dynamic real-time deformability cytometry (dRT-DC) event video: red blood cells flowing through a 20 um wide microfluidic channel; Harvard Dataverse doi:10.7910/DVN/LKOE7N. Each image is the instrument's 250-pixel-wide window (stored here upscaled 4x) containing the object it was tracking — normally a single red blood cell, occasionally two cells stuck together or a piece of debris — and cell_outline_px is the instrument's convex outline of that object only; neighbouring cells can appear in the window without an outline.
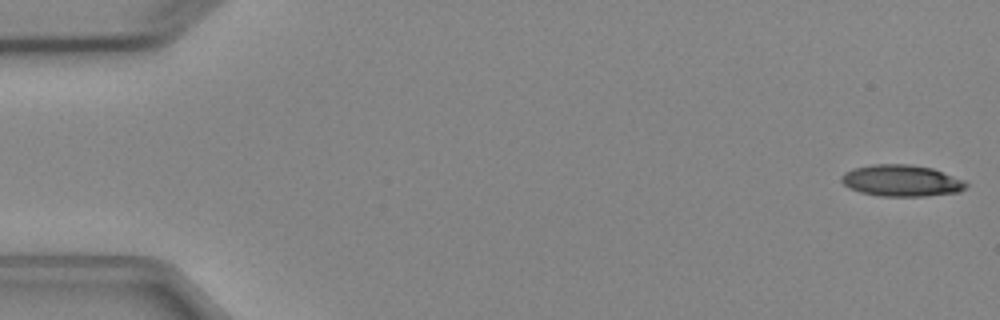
{"species": "Egyptian fruit bat (a non-hibernating species)", "species_latin": "Rousettus aegyptiacus", "temperature_condition": "cold", "stored_images_in_passage": 4, "camera_frame_rate_fps": 3000, "um_per_image_px": 0.085, "animal": {"sex": "female"}, "frame": {"image": 1, "passage_image": 1, "time_ms": 0.0, "image_size_px": [1000, 320], "cell_outline_px": [[968, 184], [960, 192], [924, 196], [880, 196], [860, 192], [848, 188], [840, 180], [840, 176], [844, 172], [852, 168], [872, 164], [908, 164], [932, 168], [964, 180]], "centroid_in_image_um": [76.58, 15.35], "position_along_channel_um": 8.4, "area_um2": 23.0}}
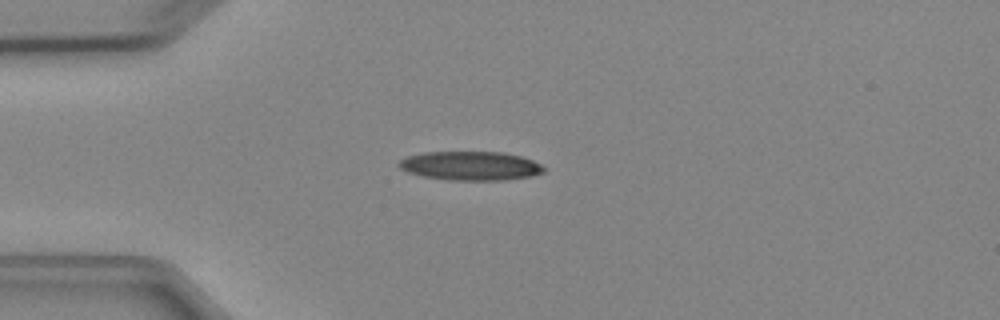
{"frame": {"image": 2, "passage_image": 4, "time_ms": 4.0, "image_size_px": [1000, 320], "cell_outline_px": [[548, 168], [544, 172], [532, 176], [504, 180], [452, 180], [424, 176], [408, 172], [400, 168], [396, 164], [400, 160], [408, 156], [424, 152], [504, 152], [520, 156], [532, 160]], "centroid_in_image_um": [40.03, 14.09], "position_along_channel_um": 45.0, "area_um2": 24.45}}